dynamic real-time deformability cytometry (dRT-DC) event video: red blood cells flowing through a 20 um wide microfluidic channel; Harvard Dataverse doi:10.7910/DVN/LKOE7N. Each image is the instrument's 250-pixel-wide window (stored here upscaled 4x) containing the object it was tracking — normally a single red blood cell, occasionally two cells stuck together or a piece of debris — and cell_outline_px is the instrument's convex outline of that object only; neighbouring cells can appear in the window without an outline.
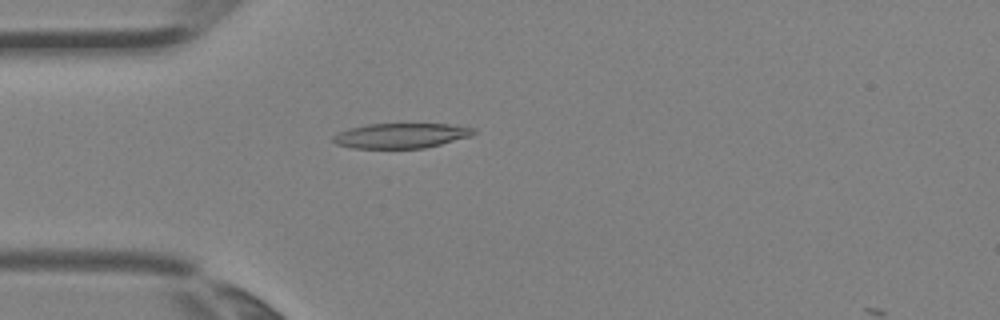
{"species": "Egyptian fruit bat (a non-hibernating species)", "species_latin": "Rousettus aegyptiacus", "temperature_condition": "room temperature", "stored_images_in_passage": 1, "camera_frame_rate_fps": 3000, "um_per_image_px": 0.085, "animal": {"sex": "female"}, "frame": {"image": 1, "passage_image": 1, "time_ms": 0.0, "image_size_px": [1000, 320], "cell_outline_px": [[476, 132], [472, 136], [424, 148], [352, 148], [336, 144], [332, 140], [332, 136], [348, 128], [368, 124], [448, 124], [476, 128]], "centroid_in_image_um": [34.09, 11.53], "position_along_channel_um": 50.9, "area_um2": 20.46}}